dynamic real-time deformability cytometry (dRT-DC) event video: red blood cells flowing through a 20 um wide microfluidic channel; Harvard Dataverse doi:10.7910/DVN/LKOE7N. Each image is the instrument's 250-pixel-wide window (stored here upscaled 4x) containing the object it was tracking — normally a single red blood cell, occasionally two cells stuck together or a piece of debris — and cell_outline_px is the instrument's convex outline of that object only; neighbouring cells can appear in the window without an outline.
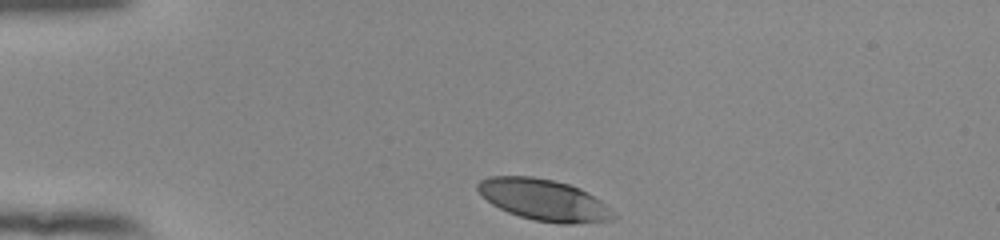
{"species": "human", "species_latin": "Homo sapiens", "temperature_condition": "room temperature", "stored_images_in_passage": 34, "camera_frame_rate_fps": 3000, "um_per_image_px": 0.085, "donor": {"sex": "female"}, "frame": {"image": 1, "passage_image": 1, "time_ms": 0.0, "image_size_px": [1000, 240], "cell_outline_px": [[616, 216], [612, 220], [572, 224], [560, 224], [532, 220], [508, 212], [492, 204], [476, 188], [476, 184], [480, 180], [488, 176], [532, 176], [552, 180], [568, 184], [580, 188], [588, 192], [600, 200]], "centroid_in_image_um": [46.22, 16.99], "position_along_channel_um": 38.8, "area_um2": 32.54}}
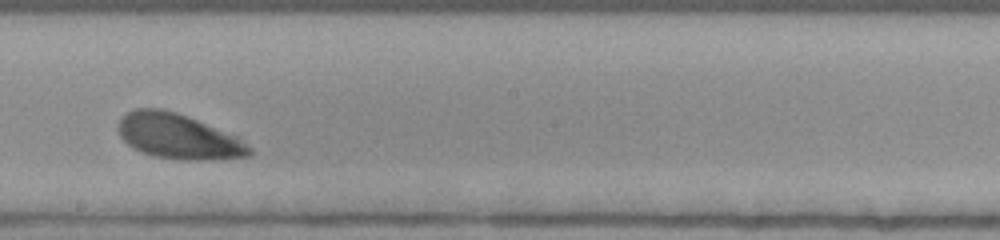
{"frame": {"image": 2, "passage_image": 20, "time_ms": 6.333, "image_size_px": [1000, 240], "cell_outline_px": [[252, 156], [220, 160], [184, 160], [156, 156], [140, 152], [132, 148], [120, 136], [120, 120], [128, 112], [136, 108], [160, 108], [176, 112], [236, 136], [252, 148]], "centroid_in_image_um": [15.19, 11.62], "position_along_channel_um": 233.0, "area_um2": 34.22}}
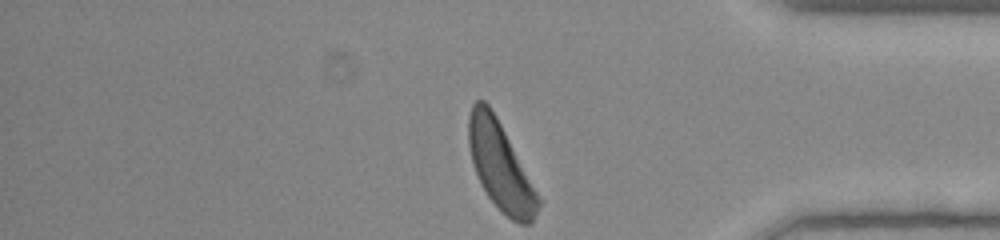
{"frame": {"image": 3, "passage_image": 34, "time_ms": 11.0, "image_size_px": [1000, 240], "cell_outline_px": [[540, 204], [532, 224], [520, 224], [512, 220], [488, 196], [480, 184], [472, 164], [468, 144], [468, 116], [472, 104], [476, 100], [484, 100], [488, 104], [496, 116], [536, 192], [540, 200]], "centroid_in_image_um": [42.48, 14.11], "position_along_channel_um": 392.7, "area_um2": 34.8}, "authors_computed_cell_mechanics": {"area_um2": 34.0442, "velocity_mm_per_s": 3.7968, "shape_relaxation_time_tau1_ms": 0.8623, "shape_relaxation_time_tau2_ms": null, "deformation_change_tau1": 0.0878, "deformation_change_tau2": null}}